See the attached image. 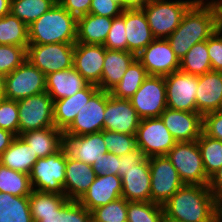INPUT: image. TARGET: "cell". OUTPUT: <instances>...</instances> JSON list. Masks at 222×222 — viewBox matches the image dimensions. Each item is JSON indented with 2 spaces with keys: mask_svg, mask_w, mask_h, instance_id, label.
I'll return each mask as SVG.
<instances>
[{
  "mask_svg": "<svg viewBox=\"0 0 222 222\" xmlns=\"http://www.w3.org/2000/svg\"><path fill=\"white\" fill-rule=\"evenodd\" d=\"M162 206L164 220L218 222V201L208 185L184 184Z\"/></svg>",
  "mask_w": 222,
  "mask_h": 222,
  "instance_id": "obj_1",
  "label": "cell"
},
{
  "mask_svg": "<svg viewBox=\"0 0 222 222\" xmlns=\"http://www.w3.org/2000/svg\"><path fill=\"white\" fill-rule=\"evenodd\" d=\"M218 27L219 9L216 4L193 3L167 41L181 60L194 44L207 40Z\"/></svg>",
  "mask_w": 222,
  "mask_h": 222,
  "instance_id": "obj_2",
  "label": "cell"
},
{
  "mask_svg": "<svg viewBox=\"0 0 222 222\" xmlns=\"http://www.w3.org/2000/svg\"><path fill=\"white\" fill-rule=\"evenodd\" d=\"M29 44L76 43L77 18L58 2L28 26Z\"/></svg>",
  "mask_w": 222,
  "mask_h": 222,
  "instance_id": "obj_3",
  "label": "cell"
},
{
  "mask_svg": "<svg viewBox=\"0 0 222 222\" xmlns=\"http://www.w3.org/2000/svg\"><path fill=\"white\" fill-rule=\"evenodd\" d=\"M190 0H150L141 9L155 39H167L179 26Z\"/></svg>",
  "mask_w": 222,
  "mask_h": 222,
  "instance_id": "obj_4",
  "label": "cell"
},
{
  "mask_svg": "<svg viewBox=\"0 0 222 222\" xmlns=\"http://www.w3.org/2000/svg\"><path fill=\"white\" fill-rule=\"evenodd\" d=\"M166 156L177 170L184 184H209L210 178L205 173L197 140L176 142Z\"/></svg>",
  "mask_w": 222,
  "mask_h": 222,
  "instance_id": "obj_5",
  "label": "cell"
},
{
  "mask_svg": "<svg viewBox=\"0 0 222 222\" xmlns=\"http://www.w3.org/2000/svg\"><path fill=\"white\" fill-rule=\"evenodd\" d=\"M66 149L39 158L29 174L33 190L65 195Z\"/></svg>",
  "mask_w": 222,
  "mask_h": 222,
  "instance_id": "obj_6",
  "label": "cell"
},
{
  "mask_svg": "<svg viewBox=\"0 0 222 222\" xmlns=\"http://www.w3.org/2000/svg\"><path fill=\"white\" fill-rule=\"evenodd\" d=\"M75 43L29 44L26 59L42 73L70 69L73 67Z\"/></svg>",
  "mask_w": 222,
  "mask_h": 222,
  "instance_id": "obj_7",
  "label": "cell"
},
{
  "mask_svg": "<svg viewBox=\"0 0 222 222\" xmlns=\"http://www.w3.org/2000/svg\"><path fill=\"white\" fill-rule=\"evenodd\" d=\"M17 106L19 135L28 131L55 127L53 100L46 91L18 100Z\"/></svg>",
  "mask_w": 222,
  "mask_h": 222,
  "instance_id": "obj_8",
  "label": "cell"
},
{
  "mask_svg": "<svg viewBox=\"0 0 222 222\" xmlns=\"http://www.w3.org/2000/svg\"><path fill=\"white\" fill-rule=\"evenodd\" d=\"M46 91V75L27 59L10 74L5 75L4 98L14 101Z\"/></svg>",
  "mask_w": 222,
  "mask_h": 222,
  "instance_id": "obj_9",
  "label": "cell"
},
{
  "mask_svg": "<svg viewBox=\"0 0 222 222\" xmlns=\"http://www.w3.org/2000/svg\"><path fill=\"white\" fill-rule=\"evenodd\" d=\"M135 136L137 147L147 158L166 156L177 142L160 117L141 119Z\"/></svg>",
  "mask_w": 222,
  "mask_h": 222,
  "instance_id": "obj_10",
  "label": "cell"
},
{
  "mask_svg": "<svg viewBox=\"0 0 222 222\" xmlns=\"http://www.w3.org/2000/svg\"><path fill=\"white\" fill-rule=\"evenodd\" d=\"M129 100L141 119L159 117L167 108L164 76L149 75Z\"/></svg>",
  "mask_w": 222,
  "mask_h": 222,
  "instance_id": "obj_11",
  "label": "cell"
},
{
  "mask_svg": "<svg viewBox=\"0 0 222 222\" xmlns=\"http://www.w3.org/2000/svg\"><path fill=\"white\" fill-rule=\"evenodd\" d=\"M149 167L151 202L164 205L184 183L167 156L150 157Z\"/></svg>",
  "mask_w": 222,
  "mask_h": 222,
  "instance_id": "obj_12",
  "label": "cell"
},
{
  "mask_svg": "<svg viewBox=\"0 0 222 222\" xmlns=\"http://www.w3.org/2000/svg\"><path fill=\"white\" fill-rule=\"evenodd\" d=\"M167 107L174 110L196 112L198 76L175 71L164 76Z\"/></svg>",
  "mask_w": 222,
  "mask_h": 222,
  "instance_id": "obj_13",
  "label": "cell"
},
{
  "mask_svg": "<svg viewBox=\"0 0 222 222\" xmlns=\"http://www.w3.org/2000/svg\"><path fill=\"white\" fill-rule=\"evenodd\" d=\"M106 109V91L98 89L80 109L73 122L63 131L64 136L101 132Z\"/></svg>",
  "mask_w": 222,
  "mask_h": 222,
  "instance_id": "obj_14",
  "label": "cell"
},
{
  "mask_svg": "<svg viewBox=\"0 0 222 222\" xmlns=\"http://www.w3.org/2000/svg\"><path fill=\"white\" fill-rule=\"evenodd\" d=\"M136 56L148 75L166 76L180 68V60L167 39H154Z\"/></svg>",
  "mask_w": 222,
  "mask_h": 222,
  "instance_id": "obj_15",
  "label": "cell"
},
{
  "mask_svg": "<svg viewBox=\"0 0 222 222\" xmlns=\"http://www.w3.org/2000/svg\"><path fill=\"white\" fill-rule=\"evenodd\" d=\"M140 121L130 100L117 99L106 92L103 130L136 135Z\"/></svg>",
  "mask_w": 222,
  "mask_h": 222,
  "instance_id": "obj_16",
  "label": "cell"
},
{
  "mask_svg": "<svg viewBox=\"0 0 222 222\" xmlns=\"http://www.w3.org/2000/svg\"><path fill=\"white\" fill-rule=\"evenodd\" d=\"M159 117L177 142L196 141L202 133L203 116L198 112L167 107Z\"/></svg>",
  "mask_w": 222,
  "mask_h": 222,
  "instance_id": "obj_17",
  "label": "cell"
},
{
  "mask_svg": "<svg viewBox=\"0 0 222 222\" xmlns=\"http://www.w3.org/2000/svg\"><path fill=\"white\" fill-rule=\"evenodd\" d=\"M105 51L104 45L78 42L74 45L73 67L89 84H100Z\"/></svg>",
  "mask_w": 222,
  "mask_h": 222,
  "instance_id": "obj_18",
  "label": "cell"
},
{
  "mask_svg": "<svg viewBox=\"0 0 222 222\" xmlns=\"http://www.w3.org/2000/svg\"><path fill=\"white\" fill-rule=\"evenodd\" d=\"M149 158L133 167L122 168V197L127 201H151Z\"/></svg>",
  "mask_w": 222,
  "mask_h": 222,
  "instance_id": "obj_19",
  "label": "cell"
},
{
  "mask_svg": "<svg viewBox=\"0 0 222 222\" xmlns=\"http://www.w3.org/2000/svg\"><path fill=\"white\" fill-rule=\"evenodd\" d=\"M122 197V181L118 175H97L78 202L88 211Z\"/></svg>",
  "mask_w": 222,
  "mask_h": 222,
  "instance_id": "obj_20",
  "label": "cell"
},
{
  "mask_svg": "<svg viewBox=\"0 0 222 222\" xmlns=\"http://www.w3.org/2000/svg\"><path fill=\"white\" fill-rule=\"evenodd\" d=\"M96 176L92 165L75 159L66 150L64 192L68 200L78 201L88 190Z\"/></svg>",
  "mask_w": 222,
  "mask_h": 222,
  "instance_id": "obj_21",
  "label": "cell"
},
{
  "mask_svg": "<svg viewBox=\"0 0 222 222\" xmlns=\"http://www.w3.org/2000/svg\"><path fill=\"white\" fill-rule=\"evenodd\" d=\"M64 147L70 156L90 165L109 152L104 144L103 130L87 135L64 136Z\"/></svg>",
  "mask_w": 222,
  "mask_h": 222,
  "instance_id": "obj_22",
  "label": "cell"
},
{
  "mask_svg": "<svg viewBox=\"0 0 222 222\" xmlns=\"http://www.w3.org/2000/svg\"><path fill=\"white\" fill-rule=\"evenodd\" d=\"M218 110H222V72L211 70L198 76L196 112L203 116Z\"/></svg>",
  "mask_w": 222,
  "mask_h": 222,
  "instance_id": "obj_23",
  "label": "cell"
},
{
  "mask_svg": "<svg viewBox=\"0 0 222 222\" xmlns=\"http://www.w3.org/2000/svg\"><path fill=\"white\" fill-rule=\"evenodd\" d=\"M127 51L139 54L155 38L141 8L125 9Z\"/></svg>",
  "mask_w": 222,
  "mask_h": 222,
  "instance_id": "obj_24",
  "label": "cell"
},
{
  "mask_svg": "<svg viewBox=\"0 0 222 222\" xmlns=\"http://www.w3.org/2000/svg\"><path fill=\"white\" fill-rule=\"evenodd\" d=\"M136 59L137 56L129 51L106 49L99 89L110 92Z\"/></svg>",
  "mask_w": 222,
  "mask_h": 222,
  "instance_id": "obj_25",
  "label": "cell"
},
{
  "mask_svg": "<svg viewBox=\"0 0 222 222\" xmlns=\"http://www.w3.org/2000/svg\"><path fill=\"white\" fill-rule=\"evenodd\" d=\"M88 85L74 67L46 75V92L53 101L70 97Z\"/></svg>",
  "mask_w": 222,
  "mask_h": 222,
  "instance_id": "obj_26",
  "label": "cell"
},
{
  "mask_svg": "<svg viewBox=\"0 0 222 222\" xmlns=\"http://www.w3.org/2000/svg\"><path fill=\"white\" fill-rule=\"evenodd\" d=\"M99 89L89 84L84 89L70 97L53 101V118L55 127L64 131L75 119L80 109L88 102L90 97Z\"/></svg>",
  "mask_w": 222,
  "mask_h": 222,
  "instance_id": "obj_27",
  "label": "cell"
},
{
  "mask_svg": "<svg viewBox=\"0 0 222 222\" xmlns=\"http://www.w3.org/2000/svg\"><path fill=\"white\" fill-rule=\"evenodd\" d=\"M19 136L31 146L38 158L53 155L64 147V133L56 127L28 131Z\"/></svg>",
  "mask_w": 222,
  "mask_h": 222,
  "instance_id": "obj_28",
  "label": "cell"
},
{
  "mask_svg": "<svg viewBox=\"0 0 222 222\" xmlns=\"http://www.w3.org/2000/svg\"><path fill=\"white\" fill-rule=\"evenodd\" d=\"M112 18L87 14L77 18L78 43L104 45L107 39Z\"/></svg>",
  "mask_w": 222,
  "mask_h": 222,
  "instance_id": "obj_29",
  "label": "cell"
},
{
  "mask_svg": "<svg viewBox=\"0 0 222 222\" xmlns=\"http://www.w3.org/2000/svg\"><path fill=\"white\" fill-rule=\"evenodd\" d=\"M39 158L20 136H16L10 146L0 156V163L10 169L30 174Z\"/></svg>",
  "mask_w": 222,
  "mask_h": 222,
  "instance_id": "obj_30",
  "label": "cell"
},
{
  "mask_svg": "<svg viewBox=\"0 0 222 222\" xmlns=\"http://www.w3.org/2000/svg\"><path fill=\"white\" fill-rule=\"evenodd\" d=\"M0 222H33L29 196L0 192Z\"/></svg>",
  "mask_w": 222,
  "mask_h": 222,
  "instance_id": "obj_31",
  "label": "cell"
},
{
  "mask_svg": "<svg viewBox=\"0 0 222 222\" xmlns=\"http://www.w3.org/2000/svg\"><path fill=\"white\" fill-rule=\"evenodd\" d=\"M144 66L136 59L127 69L121 81L110 91L117 99L129 100L148 77Z\"/></svg>",
  "mask_w": 222,
  "mask_h": 222,
  "instance_id": "obj_32",
  "label": "cell"
},
{
  "mask_svg": "<svg viewBox=\"0 0 222 222\" xmlns=\"http://www.w3.org/2000/svg\"><path fill=\"white\" fill-rule=\"evenodd\" d=\"M0 45L28 47V26L11 13L1 17Z\"/></svg>",
  "mask_w": 222,
  "mask_h": 222,
  "instance_id": "obj_33",
  "label": "cell"
},
{
  "mask_svg": "<svg viewBox=\"0 0 222 222\" xmlns=\"http://www.w3.org/2000/svg\"><path fill=\"white\" fill-rule=\"evenodd\" d=\"M182 72L200 76L212 70L207 50V40L194 44L180 60Z\"/></svg>",
  "mask_w": 222,
  "mask_h": 222,
  "instance_id": "obj_34",
  "label": "cell"
},
{
  "mask_svg": "<svg viewBox=\"0 0 222 222\" xmlns=\"http://www.w3.org/2000/svg\"><path fill=\"white\" fill-rule=\"evenodd\" d=\"M33 222H92V213L78 201L68 200L56 214L32 215Z\"/></svg>",
  "mask_w": 222,
  "mask_h": 222,
  "instance_id": "obj_35",
  "label": "cell"
},
{
  "mask_svg": "<svg viewBox=\"0 0 222 222\" xmlns=\"http://www.w3.org/2000/svg\"><path fill=\"white\" fill-rule=\"evenodd\" d=\"M32 191L28 174L15 171L0 163V192L13 196H29Z\"/></svg>",
  "mask_w": 222,
  "mask_h": 222,
  "instance_id": "obj_36",
  "label": "cell"
},
{
  "mask_svg": "<svg viewBox=\"0 0 222 222\" xmlns=\"http://www.w3.org/2000/svg\"><path fill=\"white\" fill-rule=\"evenodd\" d=\"M56 2L57 0H11L10 13L29 26Z\"/></svg>",
  "mask_w": 222,
  "mask_h": 222,
  "instance_id": "obj_37",
  "label": "cell"
},
{
  "mask_svg": "<svg viewBox=\"0 0 222 222\" xmlns=\"http://www.w3.org/2000/svg\"><path fill=\"white\" fill-rule=\"evenodd\" d=\"M197 143L205 173L210 178L222 166V141L210 138L202 132Z\"/></svg>",
  "mask_w": 222,
  "mask_h": 222,
  "instance_id": "obj_38",
  "label": "cell"
},
{
  "mask_svg": "<svg viewBox=\"0 0 222 222\" xmlns=\"http://www.w3.org/2000/svg\"><path fill=\"white\" fill-rule=\"evenodd\" d=\"M68 201L65 195L33 190L29 195V206L31 215L56 214Z\"/></svg>",
  "mask_w": 222,
  "mask_h": 222,
  "instance_id": "obj_39",
  "label": "cell"
},
{
  "mask_svg": "<svg viewBox=\"0 0 222 222\" xmlns=\"http://www.w3.org/2000/svg\"><path fill=\"white\" fill-rule=\"evenodd\" d=\"M163 206L149 202L127 201V222H163Z\"/></svg>",
  "mask_w": 222,
  "mask_h": 222,
  "instance_id": "obj_40",
  "label": "cell"
},
{
  "mask_svg": "<svg viewBox=\"0 0 222 222\" xmlns=\"http://www.w3.org/2000/svg\"><path fill=\"white\" fill-rule=\"evenodd\" d=\"M92 222H126L127 200L123 197L91 211Z\"/></svg>",
  "mask_w": 222,
  "mask_h": 222,
  "instance_id": "obj_41",
  "label": "cell"
},
{
  "mask_svg": "<svg viewBox=\"0 0 222 222\" xmlns=\"http://www.w3.org/2000/svg\"><path fill=\"white\" fill-rule=\"evenodd\" d=\"M103 140L108 151L117 156L125 155L137 148L135 135L103 130Z\"/></svg>",
  "mask_w": 222,
  "mask_h": 222,
  "instance_id": "obj_42",
  "label": "cell"
},
{
  "mask_svg": "<svg viewBox=\"0 0 222 222\" xmlns=\"http://www.w3.org/2000/svg\"><path fill=\"white\" fill-rule=\"evenodd\" d=\"M26 57L27 47L0 45V74H10L26 60Z\"/></svg>",
  "mask_w": 222,
  "mask_h": 222,
  "instance_id": "obj_43",
  "label": "cell"
},
{
  "mask_svg": "<svg viewBox=\"0 0 222 222\" xmlns=\"http://www.w3.org/2000/svg\"><path fill=\"white\" fill-rule=\"evenodd\" d=\"M104 47L110 50L127 51V39L125 29V9L120 16L112 18V24Z\"/></svg>",
  "mask_w": 222,
  "mask_h": 222,
  "instance_id": "obj_44",
  "label": "cell"
},
{
  "mask_svg": "<svg viewBox=\"0 0 222 222\" xmlns=\"http://www.w3.org/2000/svg\"><path fill=\"white\" fill-rule=\"evenodd\" d=\"M0 128L19 136V114L17 101L2 98L0 100Z\"/></svg>",
  "mask_w": 222,
  "mask_h": 222,
  "instance_id": "obj_45",
  "label": "cell"
},
{
  "mask_svg": "<svg viewBox=\"0 0 222 222\" xmlns=\"http://www.w3.org/2000/svg\"><path fill=\"white\" fill-rule=\"evenodd\" d=\"M207 50L212 70L222 72V29L220 27L207 39Z\"/></svg>",
  "mask_w": 222,
  "mask_h": 222,
  "instance_id": "obj_46",
  "label": "cell"
},
{
  "mask_svg": "<svg viewBox=\"0 0 222 222\" xmlns=\"http://www.w3.org/2000/svg\"><path fill=\"white\" fill-rule=\"evenodd\" d=\"M202 132L210 138L222 141V110L203 115Z\"/></svg>",
  "mask_w": 222,
  "mask_h": 222,
  "instance_id": "obj_47",
  "label": "cell"
},
{
  "mask_svg": "<svg viewBox=\"0 0 222 222\" xmlns=\"http://www.w3.org/2000/svg\"><path fill=\"white\" fill-rule=\"evenodd\" d=\"M123 9L113 0H92L89 14L115 18L121 15Z\"/></svg>",
  "mask_w": 222,
  "mask_h": 222,
  "instance_id": "obj_48",
  "label": "cell"
},
{
  "mask_svg": "<svg viewBox=\"0 0 222 222\" xmlns=\"http://www.w3.org/2000/svg\"><path fill=\"white\" fill-rule=\"evenodd\" d=\"M92 168L97 175H118L119 156L111 152L105 153L103 157L94 162Z\"/></svg>",
  "mask_w": 222,
  "mask_h": 222,
  "instance_id": "obj_49",
  "label": "cell"
},
{
  "mask_svg": "<svg viewBox=\"0 0 222 222\" xmlns=\"http://www.w3.org/2000/svg\"><path fill=\"white\" fill-rule=\"evenodd\" d=\"M57 2L76 18L87 15L92 0H57Z\"/></svg>",
  "mask_w": 222,
  "mask_h": 222,
  "instance_id": "obj_50",
  "label": "cell"
},
{
  "mask_svg": "<svg viewBox=\"0 0 222 222\" xmlns=\"http://www.w3.org/2000/svg\"><path fill=\"white\" fill-rule=\"evenodd\" d=\"M145 157L143 151L138 147L125 155L119 156L118 176L122 178V168L133 167V165L139 164Z\"/></svg>",
  "mask_w": 222,
  "mask_h": 222,
  "instance_id": "obj_51",
  "label": "cell"
},
{
  "mask_svg": "<svg viewBox=\"0 0 222 222\" xmlns=\"http://www.w3.org/2000/svg\"><path fill=\"white\" fill-rule=\"evenodd\" d=\"M208 186L216 200H222V166L210 177Z\"/></svg>",
  "mask_w": 222,
  "mask_h": 222,
  "instance_id": "obj_52",
  "label": "cell"
},
{
  "mask_svg": "<svg viewBox=\"0 0 222 222\" xmlns=\"http://www.w3.org/2000/svg\"><path fill=\"white\" fill-rule=\"evenodd\" d=\"M15 137L13 133L0 128V156L10 146Z\"/></svg>",
  "mask_w": 222,
  "mask_h": 222,
  "instance_id": "obj_53",
  "label": "cell"
},
{
  "mask_svg": "<svg viewBox=\"0 0 222 222\" xmlns=\"http://www.w3.org/2000/svg\"><path fill=\"white\" fill-rule=\"evenodd\" d=\"M149 0H122V9L142 8Z\"/></svg>",
  "mask_w": 222,
  "mask_h": 222,
  "instance_id": "obj_54",
  "label": "cell"
},
{
  "mask_svg": "<svg viewBox=\"0 0 222 222\" xmlns=\"http://www.w3.org/2000/svg\"><path fill=\"white\" fill-rule=\"evenodd\" d=\"M11 0H0V18L10 13Z\"/></svg>",
  "mask_w": 222,
  "mask_h": 222,
  "instance_id": "obj_55",
  "label": "cell"
},
{
  "mask_svg": "<svg viewBox=\"0 0 222 222\" xmlns=\"http://www.w3.org/2000/svg\"><path fill=\"white\" fill-rule=\"evenodd\" d=\"M5 96V75L0 74V100Z\"/></svg>",
  "mask_w": 222,
  "mask_h": 222,
  "instance_id": "obj_56",
  "label": "cell"
},
{
  "mask_svg": "<svg viewBox=\"0 0 222 222\" xmlns=\"http://www.w3.org/2000/svg\"><path fill=\"white\" fill-rule=\"evenodd\" d=\"M193 3H201V4H216L218 5L222 0H190Z\"/></svg>",
  "mask_w": 222,
  "mask_h": 222,
  "instance_id": "obj_57",
  "label": "cell"
},
{
  "mask_svg": "<svg viewBox=\"0 0 222 222\" xmlns=\"http://www.w3.org/2000/svg\"><path fill=\"white\" fill-rule=\"evenodd\" d=\"M217 6L219 9V27L222 29V1Z\"/></svg>",
  "mask_w": 222,
  "mask_h": 222,
  "instance_id": "obj_58",
  "label": "cell"
},
{
  "mask_svg": "<svg viewBox=\"0 0 222 222\" xmlns=\"http://www.w3.org/2000/svg\"><path fill=\"white\" fill-rule=\"evenodd\" d=\"M218 222H222V208H218Z\"/></svg>",
  "mask_w": 222,
  "mask_h": 222,
  "instance_id": "obj_59",
  "label": "cell"
},
{
  "mask_svg": "<svg viewBox=\"0 0 222 222\" xmlns=\"http://www.w3.org/2000/svg\"><path fill=\"white\" fill-rule=\"evenodd\" d=\"M113 1L116 2L122 8V0H113Z\"/></svg>",
  "mask_w": 222,
  "mask_h": 222,
  "instance_id": "obj_60",
  "label": "cell"
},
{
  "mask_svg": "<svg viewBox=\"0 0 222 222\" xmlns=\"http://www.w3.org/2000/svg\"><path fill=\"white\" fill-rule=\"evenodd\" d=\"M218 208H222V200L218 202Z\"/></svg>",
  "mask_w": 222,
  "mask_h": 222,
  "instance_id": "obj_61",
  "label": "cell"
},
{
  "mask_svg": "<svg viewBox=\"0 0 222 222\" xmlns=\"http://www.w3.org/2000/svg\"><path fill=\"white\" fill-rule=\"evenodd\" d=\"M163 222H179V221H175V220H164Z\"/></svg>",
  "mask_w": 222,
  "mask_h": 222,
  "instance_id": "obj_62",
  "label": "cell"
}]
</instances>
